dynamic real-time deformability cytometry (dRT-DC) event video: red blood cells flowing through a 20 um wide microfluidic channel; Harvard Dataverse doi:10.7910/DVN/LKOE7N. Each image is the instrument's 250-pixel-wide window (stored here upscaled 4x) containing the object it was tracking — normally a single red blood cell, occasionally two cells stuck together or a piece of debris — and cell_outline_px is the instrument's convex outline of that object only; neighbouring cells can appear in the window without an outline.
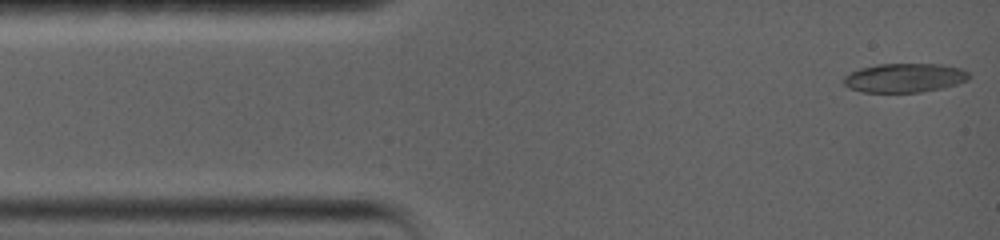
{"species": "common noctule bat (a hibernating species)", "species_latin": "Nyctalus noctula", "temperature_condition": "warm", "stored_images_in_passage": 31, "camera_frame_rate_fps": 5000, "um_per_image_px": 0.085, "animal": {"sex": "female", "body_mass_g": 19.0, "forearm_length_mm": 56.7}, "frame": {"image": 1, "passage_image": 1, "time_ms": 0.0, "image_size_px": [1000, 240], "cell_outline_px": [[972, 76], [968, 80], [956, 84], [940, 88], [920, 92], [860, 92], [848, 88], [844, 84], [844, 76], [860, 68], [880, 64], [940, 64], [960, 68], [968, 72]], "centroid_in_image_um": [76.89, 6.62], "position_along_channel_um": 8.1, "area_um2": 21.15}}
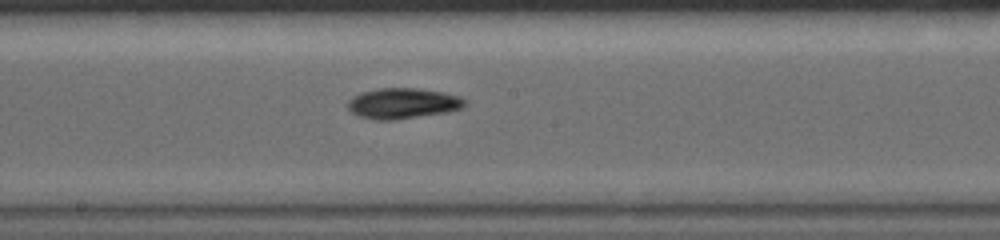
{"frame": {"image": 2, "passage_image": 13, "time_ms": 7.6, "image_size_px": [1000, 240], "cell_outline_px": [[468, 100], [460, 108], [448, 112], [396, 120], [376, 120], [356, 116], [348, 108], [348, 100], [352, 96], [360, 92], [380, 88], [416, 88], [444, 92], [460, 96]], "centroid_in_image_um": [34.22, 8.79], "position_along_channel_um": 214.0, "area_um2": 21.1}}
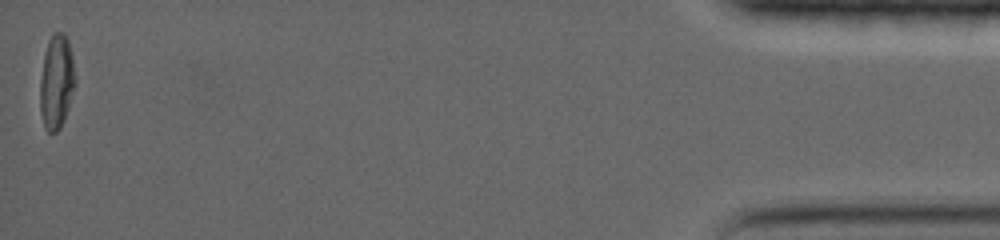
{"frame": {"image": 3, "passage_image": 31, "time_ms": 17.2, "image_size_px": [1000, 240], "cell_outline_px": [[76, 84], [64, 120], [60, 128], [56, 132], [48, 132], [44, 128], [40, 112], [40, 80], [44, 52], [48, 40], [52, 32], [64, 32], [68, 40], [72, 56], [76, 80]], "centroid_in_image_um": [4.8, 6.94], "position_along_channel_um": 430.4, "area_um2": 19.59}, "authors_computed_cell_mechanics": {"area_um2": 19.941, "velocity_mm_per_s": 3.6463, "shape_relaxation_time_tau1_ms": 9.2374, "shape_relaxation_time_tau2_ms": null, "deformation_change_tau1": 0.2242, "deformation_change_tau2": null}}